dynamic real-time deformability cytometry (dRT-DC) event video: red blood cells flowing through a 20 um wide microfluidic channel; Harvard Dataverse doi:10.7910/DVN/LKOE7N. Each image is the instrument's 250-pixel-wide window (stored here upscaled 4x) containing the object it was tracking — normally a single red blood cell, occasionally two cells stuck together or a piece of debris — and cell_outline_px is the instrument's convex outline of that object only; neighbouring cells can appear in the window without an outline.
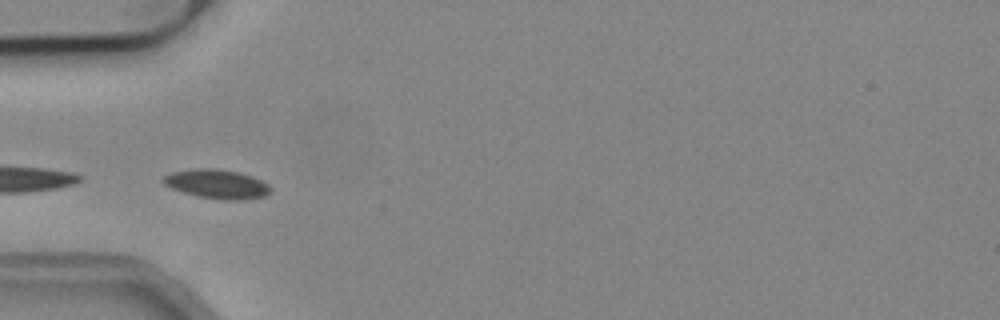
{"species": "common noctule bat (a hibernating species)", "species_latin": "Nyctalus noctula", "temperature_condition": "cold", "stored_images_in_passage": 8, "camera_frame_rate_fps": 3000, "um_per_image_px": 0.085, "animal": {"sex": "male", "body_mass_g": 19.2, "forearm_length_mm": 51.8}, "frame": {"image": 1, "passage_image": 1, "time_ms": 0.0, "image_size_px": [1000, 320], "cell_outline_px": [[272, 188], [264, 196], [240, 200], [224, 200], [200, 196], [184, 192], [172, 188], [164, 184], [160, 180], [164, 176], [172, 172], [196, 168], [212, 168], [240, 172], [252, 176], [268, 184]], "centroid_in_image_um": [18.43, 15.63], "position_along_channel_um": 66.6, "area_um2": 18.03}}